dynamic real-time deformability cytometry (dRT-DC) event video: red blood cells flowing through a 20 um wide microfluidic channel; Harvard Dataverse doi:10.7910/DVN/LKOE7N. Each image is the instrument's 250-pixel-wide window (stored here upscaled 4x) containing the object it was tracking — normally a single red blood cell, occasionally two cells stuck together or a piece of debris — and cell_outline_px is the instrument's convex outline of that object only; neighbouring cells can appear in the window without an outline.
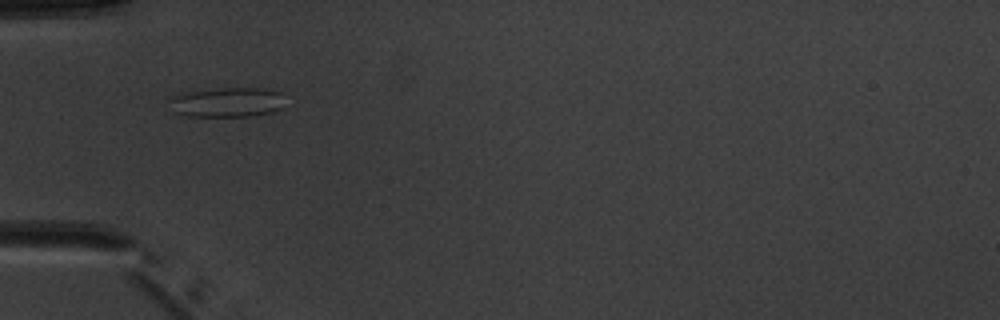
{"species": "common noctule bat (a hibernating species)", "species_latin": "Nyctalus noctula", "temperature_condition": "warm", "stored_images_in_passage": 4, "camera_frame_rate_fps": 3000, "um_per_image_px": 0.085, "animal": {"sex": "male", "body_mass_g": 20.1, "forearm_length_mm": 53.5}, "frame": {"image": 1, "passage_image": 3, "time_ms": 2.333, "image_size_px": [1000, 320], "cell_outline_px": [[280, 108], [272, 112], [248, 116], [184, 116], [172, 112], [168, 100], [172, 96], [188, 92], [220, 88], [264, 88], [280, 92]], "centroid_in_image_um": [19.21, 8.7], "position_along_channel_um": 65.8, "area_um2": 19.83}}
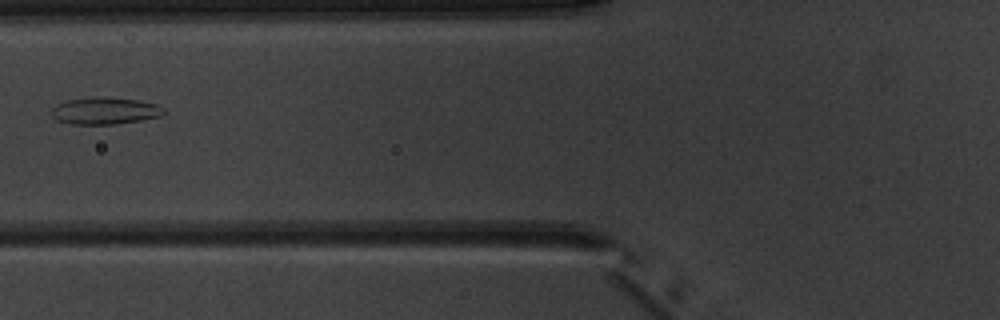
{"frame": {"image": 2, "passage_image": 4, "time_ms": 3.667, "image_size_px": [1000, 320], "cell_outline_px": [[168, 112], [164, 116], [116, 124], [68, 124], [56, 120], [52, 116], [52, 108], [56, 104], [68, 100], [104, 96], [140, 100], [156, 104], [164, 108]], "centroid_in_image_um": [8.96, 9.42], "position_along_channel_um": 116.8, "area_um2": 17.92}}